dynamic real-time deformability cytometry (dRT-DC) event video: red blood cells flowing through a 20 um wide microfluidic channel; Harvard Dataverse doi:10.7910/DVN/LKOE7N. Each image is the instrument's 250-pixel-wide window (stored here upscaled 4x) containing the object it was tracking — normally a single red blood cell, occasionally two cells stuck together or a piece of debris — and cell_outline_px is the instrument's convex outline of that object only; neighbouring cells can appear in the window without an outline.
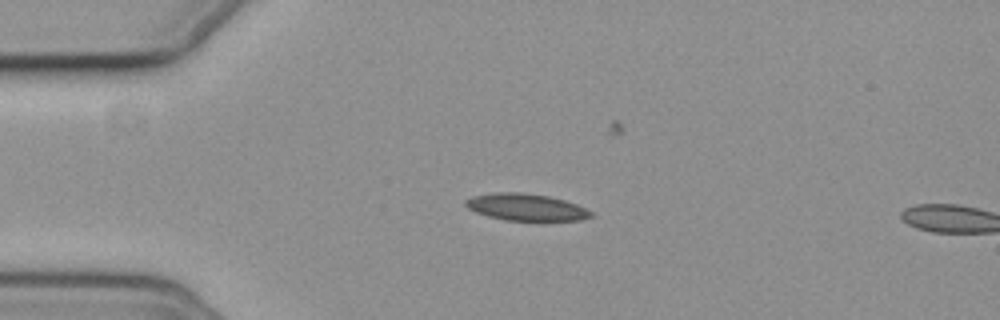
{"species": "common noctule bat (a hibernating species)", "species_latin": "Nyctalus noctula", "temperature_condition": "cold", "stored_images_in_passage": 15, "camera_frame_rate_fps": 3000, "um_per_image_px": 0.085, "animal": {"sex": "female", "body_mass_g": 19.3, "forearm_length_mm": 54.1}, "frame": {"image": 1, "passage_image": 13, "time_ms": 4.0, "image_size_px": [1000, 320], "cell_outline_px": [[596, 216], [580, 220], [504, 220], [488, 216], [476, 212], [468, 208], [464, 204], [464, 200], [472, 196], [496, 192], [520, 192], [548, 196], [564, 200], [576, 204], [592, 212]], "centroid_in_image_um": [44.7, 17.6], "position_along_channel_um": 40.3, "area_um2": 19.59}}